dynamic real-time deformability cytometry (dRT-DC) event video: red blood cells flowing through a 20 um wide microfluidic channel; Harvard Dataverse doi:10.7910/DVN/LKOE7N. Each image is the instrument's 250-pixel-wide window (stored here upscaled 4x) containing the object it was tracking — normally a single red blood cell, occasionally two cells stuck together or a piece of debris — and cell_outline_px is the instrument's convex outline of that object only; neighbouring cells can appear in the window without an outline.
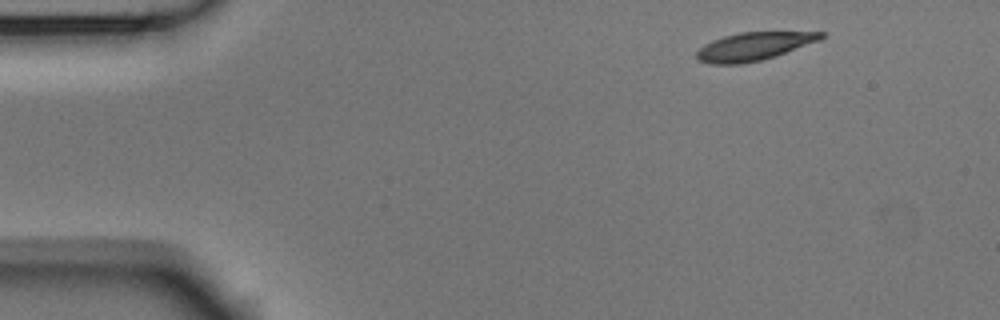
{"species": "Egyptian fruit bat (a non-hibernating species)", "species_latin": "Rousettus aegyptiacus", "temperature_condition": "room temperature", "stored_images_in_passage": 5, "camera_frame_rate_fps": 3000, "um_per_image_px": 0.085, "animal": {"sex": "male"}, "frame": {"image": 1, "passage_image": 1, "time_ms": 0.0, "image_size_px": [1000, 320], "cell_outline_px": [[828, 32], [820, 40], [776, 56], [760, 60], [740, 64], [708, 64], [696, 60], [696, 52], [704, 44], [712, 40], [724, 36], [740, 32]], "centroid_in_image_um": [64.04, 3.94], "position_along_channel_um": 21.0, "area_um2": 20.4}}
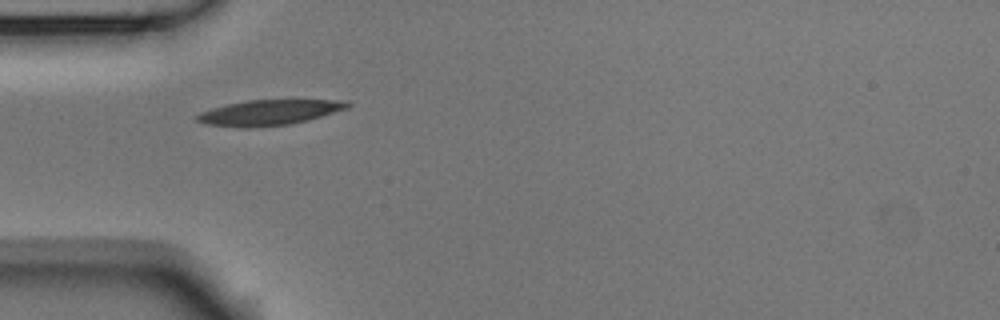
{"frame": {"image": 2, "passage_image": 4, "time_ms": 1.0, "image_size_px": [1000, 320], "cell_outline_px": [[352, 104], [348, 108], [308, 120], [288, 124], [248, 128], [244, 128], [204, 124], [196, 120], [196, 116], [200, 112], [212, 108], [228, 104], [248, 100], [348, 100]], "centroid_in_image_um": [22.88, 9.56], "position_along_channel_um": 62.1, "area_um2": 22.2}}
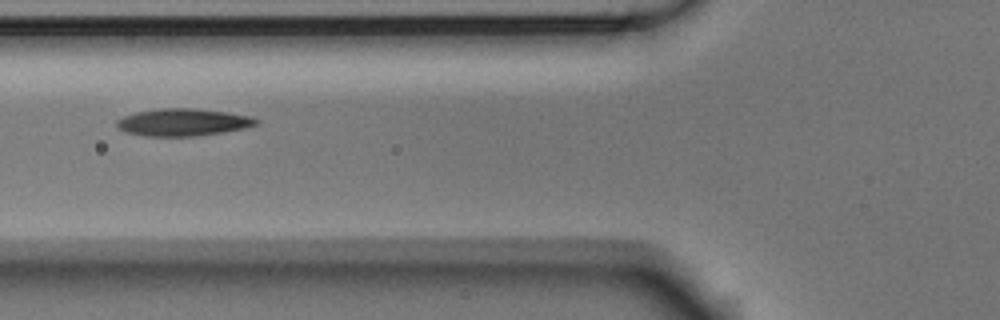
{"frame": {"image": 3, "passage_image": 5, "time_ms": 1.333, "image_size_px": [1000, 320], "cell_outline_px": [[260, 124], [244, 128], [224, 132], [196, 136], [144, 136], [128, 132], [120, 128], [116, 124], [116, 120], [124, 116], [136, 112], [160, 108], [192, 108], [228, 112], [252, 116], [260, 120]], "centroid_in_image_um": [15.62, 10.39], "position_along_channel_um": 110.2, "area_um2": 22.25}}